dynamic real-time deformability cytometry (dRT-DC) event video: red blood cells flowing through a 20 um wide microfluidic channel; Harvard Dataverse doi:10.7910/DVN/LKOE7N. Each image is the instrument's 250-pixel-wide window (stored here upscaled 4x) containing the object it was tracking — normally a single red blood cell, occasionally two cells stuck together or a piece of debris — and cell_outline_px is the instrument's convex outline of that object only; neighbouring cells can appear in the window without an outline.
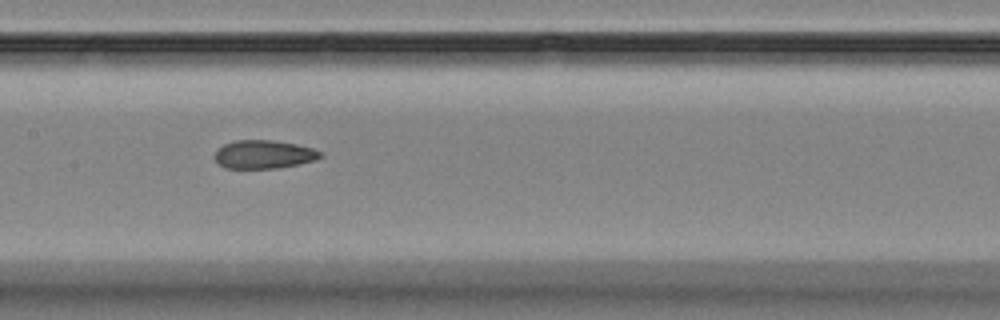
{"species": "Egyptian fruit bat (a non-hibernating species)", "species_latin": "Rousettus aegyptiacus", "temperature_condition": "room temperature", "stored_images_in_passage": 10, "camera_frame_rate_fps": 3000, "um_per_image_px": 0.085, "animal": {"sex": "female"}, "frame": {"image": 1, "passage_image": 7, "time_ms": 7.667, "image_size_px": [1000, 320], "cell_outline_px": [[324, 156], [316, 160], [276, 168], [224, 168], [216, 160], [216, 152], [224, 144], [236, 140], [272, 140], [296, 144], [312, 148], [324, 152]], "centroid_in_image_um": [22.48, 13.12], "position_along_channel_um": 184.9, "area_um2": 17.34}}
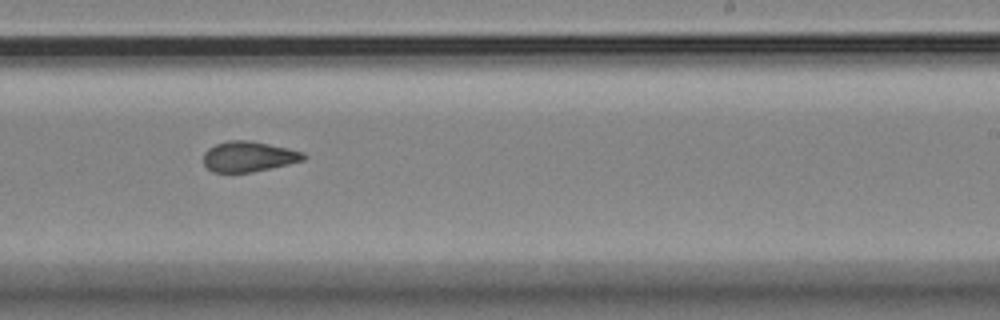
{"frame": {"image": 2, "passage_image": 9, "time_ms": 10.0, "image_size_px": [1000, 320], "cell_outline_px": [[308, 156], [304, 160], [288, 164], [252, 172], [212, 172], [204, 164], [204, 152], [208, 148], [216, 144], [228, 140], [248, 140], [288, 148], [304, 152]], "centroid_in_image_um": [21.14, 13.3], "position_along_channel_um": 267.9, "area_um2": 17.69}}
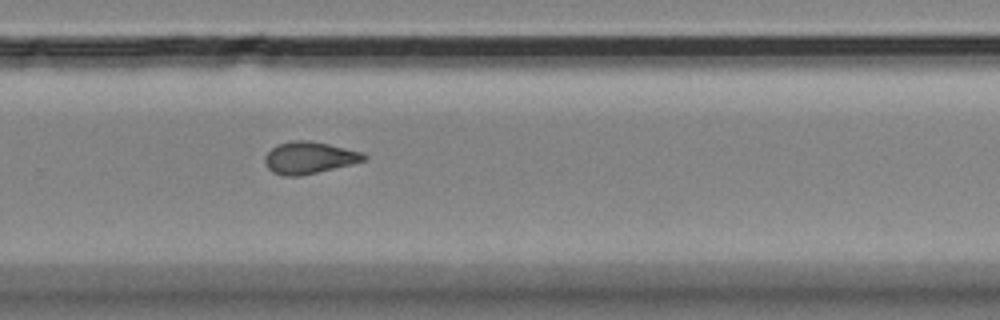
{"frame": {"image": 3, "passage_image": 10, "time_ms": 11.0, "image_size_px": [1000, 320], "cell_outline_px": [[368, 160], [352, 164], [300, 176], [284, 176], [272, 172], [264, 164], [264, 156], [272, 148], [280, 144], [292, 140], [308, 140], [328, 144], [360, 152], [368, 156]], "centroid_in_image_um": [26.27, 13.41], "position_along_channel_um": 303.5, "area_um2": 18.38}}